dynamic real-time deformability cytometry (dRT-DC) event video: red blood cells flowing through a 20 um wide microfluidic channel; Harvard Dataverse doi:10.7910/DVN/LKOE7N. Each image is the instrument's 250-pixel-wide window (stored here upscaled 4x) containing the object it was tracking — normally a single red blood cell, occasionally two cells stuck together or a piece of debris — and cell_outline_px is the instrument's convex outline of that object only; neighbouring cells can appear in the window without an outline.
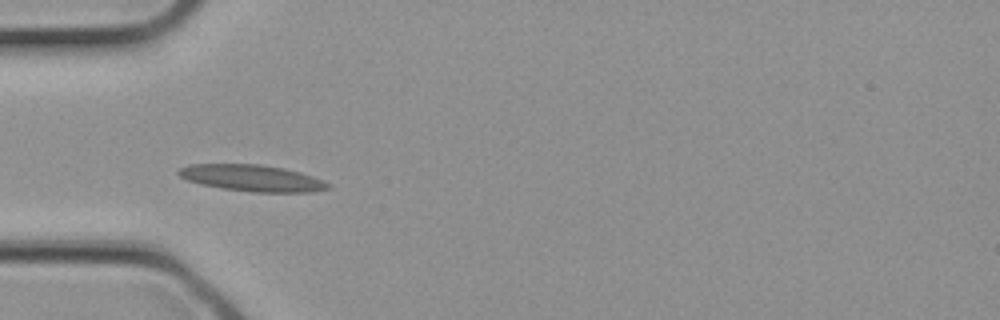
{"species": "common noctule bat (a hibernating species)", "species_latin": "Nyctalus noctula", "temperature_condition": "cold", "stored_images_in_passage": 3, "camera_frame_rate_fps": 3000, "um_per_image_px": 0.085, "animal": {"sex": "female", "body_mass_g": 21.9}, "frame": {"image": 1, "passage_image": 3, "time_ms": 0.667, "image_size_px": [1000, 320], "cell_outline_px": [[332, 188], [312, 192], [252, 192], [220, 188], [200, 184], [188, 180], [180, 176], [176, 172], [180, 168], [188, 164], [260, 164], [284, 168], [300, 172], [312, 176], [332, 184]], "centroid_in_image_um": [21.44, 15.14], "position_along_channel_um": 63.6, "area_um2": 23.24}}